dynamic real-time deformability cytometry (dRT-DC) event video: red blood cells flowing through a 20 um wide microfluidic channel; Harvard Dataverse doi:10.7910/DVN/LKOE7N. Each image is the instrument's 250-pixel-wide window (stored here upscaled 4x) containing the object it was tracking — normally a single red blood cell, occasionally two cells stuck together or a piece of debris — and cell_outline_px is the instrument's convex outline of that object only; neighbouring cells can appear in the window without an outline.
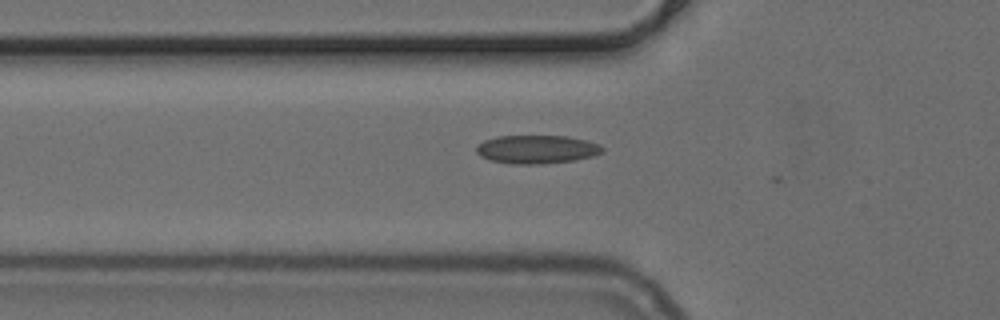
{"species": "common noctule bat (a hibernating species)", "species_latin": "Nyctalus noctula", "temperature_condition": "cold", "stored_images_in_passage": 36, "camera_frame_rate_fps": 3000, "um_per_image_px": 0.085, "animal": {"sex": "female", "body_mass_g": 24.6, "forearm_length_mm": 56.2}, "frame": {"image": 1, "passage_image": 9, "time_ms": 2.667, "image_size_px": [1000, 320], "cell_outline_px": [[604, 152], [596, 156], [576, 160], [540, 164], [512, 164], [492, 160], [480, 156], [476, 152], [476, 144], [484, 140], [496, 136], [568, 136], [600, 144], [604, 148]], "centroid_in_image_um": [45.64, 12.69], "position_along_channel_um": 80.2, "area_um2": 21.1}}
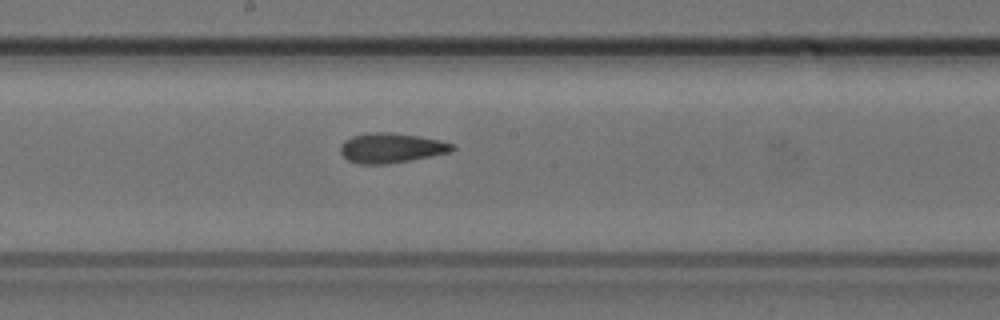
{"frame": {"image": 2, "passage_image": 19, "time_ms": 6.0, "image_size_px": [1000, 320], "cell_outline_px": [[456, 148], [452, 152], [388, 164], [356, 164], [348, 160], [340, 152], [340, 144], [344, 140], [352, 136], [368, 132], [392, 132], [440, 140], [456, 144]], "centroid_in_image_um": [33.25, 12.57], "position_along_channel_um": 214.9, "area_um2": 19.65}}
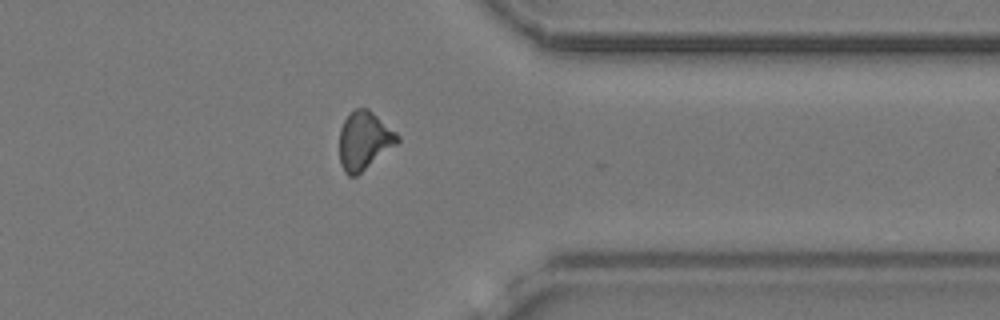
{"frame": {"image": 3, "passage_image": 32, "time_ms": 10.333, "image_size_px": [1000, 320], "cell_outline_px": [[400, 140], [396, 144], [356, 176], [348, 176], [344, 172], [340, 164], [340, 128], [344, 120], [356, 108], [368, 108], [396, 132], [400, 136]], "centroid_in_image_um": [30.95, 11.95], "position_along_channel_um": 380.5, "area_um2": 19.42}}